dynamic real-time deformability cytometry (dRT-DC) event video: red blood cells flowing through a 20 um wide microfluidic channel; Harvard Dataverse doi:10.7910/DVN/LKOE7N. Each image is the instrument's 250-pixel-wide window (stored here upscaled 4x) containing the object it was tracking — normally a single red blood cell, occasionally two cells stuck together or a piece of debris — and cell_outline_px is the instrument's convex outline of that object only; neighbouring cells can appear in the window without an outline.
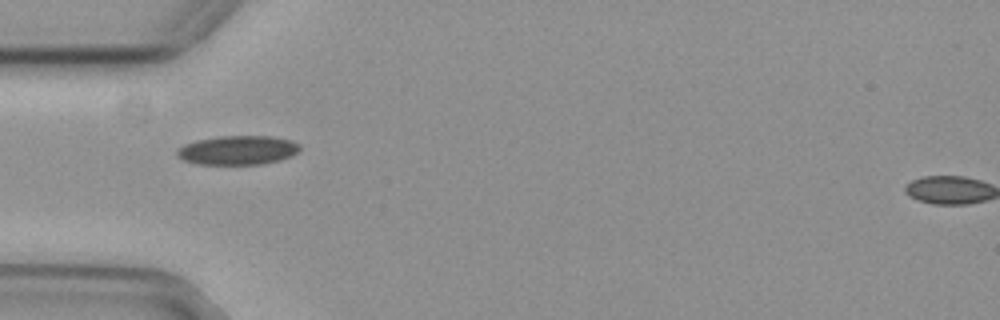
{"species": "common noctule bat (a hibernating species)", "species_latin": "Nyctalus noctula", "temperature_condition": "cold", "stored_images_in_passage": 39, "camera_frame_rate_fps": 3000, "um_per_image_px": 0.085, "animal": {"sex": "female", "body_mass_g": 29.2, "forearm_length_mm": 56.3}, "frame": {"image": 1, "passage_image": 1, "time_ms": 0.0, "image_size_px": [1000, 320], "cell_outline_px": [[300, 148], [292, 156], [280, 160], [264, 164], [196, 164], [184, 160], [176, 156], [176, 148], [184, 144], [196, 140], [220, 136], [272, 136], [292, 140], [300, 144]], "centroid_in_image_um": [20.2, 12.76], "position_along_channel_um": 64.8, "area_um2": 21.04}}
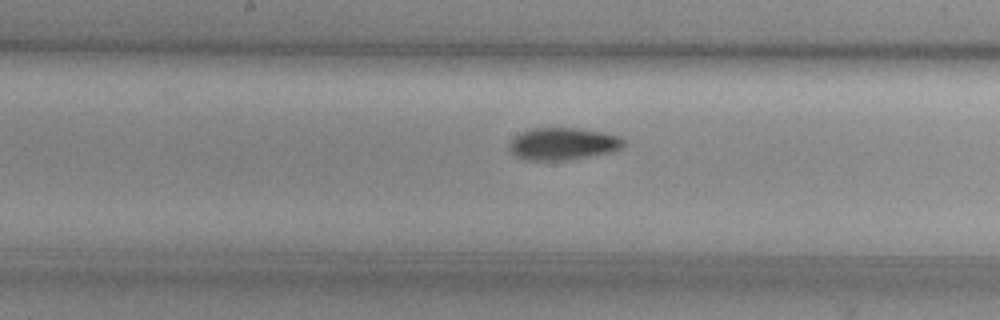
{"frame": {"image": 2, "passage_image": 12, "time_ms": 3.667, "image_size_px": [1000, 320], "cell_outline_px": [[624, 144], [620, 148], [612, 152], [568, 160], [524, 160], [516, 156], [508, 148], [508, 144], [520, 132], [532, 128], [576, 128], [604, 132], [620, 136], [624, 140]], "centroid_in_image_um": [47.84, 12.22], "position_along_channel_um": 200.4, "area_um2": 21.56}}
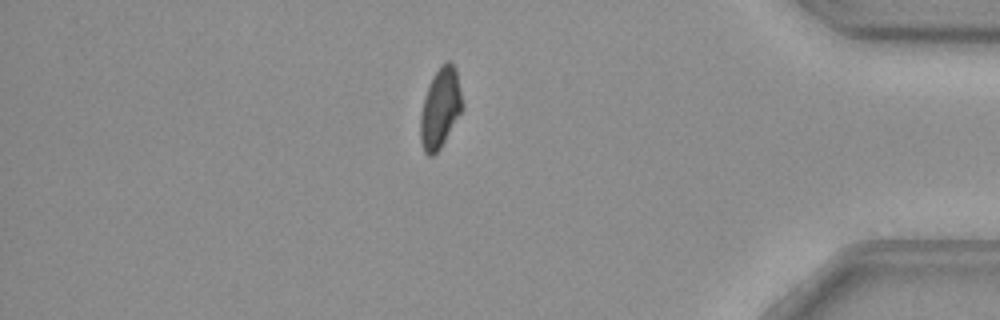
{"frame": {"image": 3, "passage_image": 31, "time_ms": 10.0, "image_size_px": [1000, 320], "cell_outline_px": [[464, 108], [440, 148], [432, 156], [428, 156], [424, 152], [420, 140], [420, 116], [424, 96], [432, 76], [440, 64], [448, 60], [456, 68], [464, 104]], "centroid_in_image_um": [37.43, 9.16], "position_along_channel_um": 397.8, "area_um2": 19.83}, "authors_computed_cell_mechanics": {"area_um2": 20.2878, "velocity_mm_per_s": 3.7131, "shape_relaxation_time_tau1_ms": 6.2, "shape_relaxation_time_tau2_ms": null, "deformation_change_tau1": 0.1231, "deformation_change_tau2": null}}